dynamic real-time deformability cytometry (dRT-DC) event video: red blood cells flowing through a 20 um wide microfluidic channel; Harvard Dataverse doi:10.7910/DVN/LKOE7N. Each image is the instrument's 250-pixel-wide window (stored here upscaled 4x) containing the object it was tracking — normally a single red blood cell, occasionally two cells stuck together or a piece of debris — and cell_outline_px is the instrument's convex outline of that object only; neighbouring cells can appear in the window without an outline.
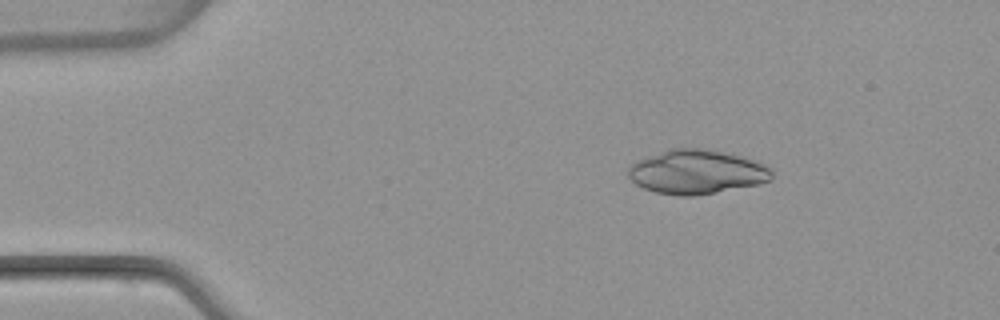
{"species": "common noctule bat (a hibernating species)", "species_latin": "Nyctalus noctula", "temperature_condition": "warm", "stored_images_in_passage": 49, "camera_frame_rate_fps": 3000, "um_per_image_px": 0.085, "animal": {"sex": "female", "body_mass_g": 22.7, "forearm_length_mm": 54.2}, "frame": {"image": 1, "passage_image": 6, "time_ms": 1.667, "image_size_px": [1000, 320], "cell_outline_px": [[772, 180], [756, 184], [692, 196], [676, 196], [656, 192], [644, 188], [636, 184], [628, 176], [628, 168], [632, 164], [640, 160], [668, 148], [704, 148], [744, 156], [756, 160], [772, 168]], "centroid_in_image_um": [59.24, 14.6], "position_along_channel_um": 25.8, "area_um2": 36.82}}